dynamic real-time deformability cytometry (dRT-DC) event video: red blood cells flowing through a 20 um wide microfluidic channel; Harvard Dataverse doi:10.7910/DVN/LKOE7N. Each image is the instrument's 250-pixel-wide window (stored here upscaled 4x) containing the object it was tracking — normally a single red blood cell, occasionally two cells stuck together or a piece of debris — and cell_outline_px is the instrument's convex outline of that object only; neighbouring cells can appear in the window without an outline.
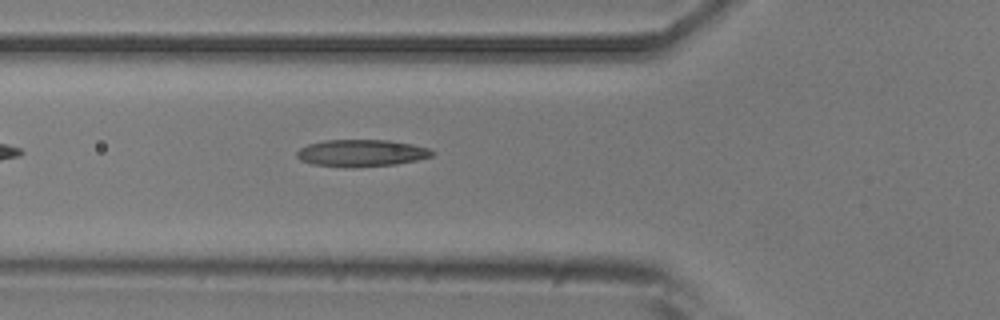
{"species": "common noctule bat (a hibernating species)", "species_latin": "Nyctalus noctula", "temperature_condition": "room temperature", "stored_images_in_passage": 28, "camera_frame_rate_fps": 3000, "um_per_image_px": 0.085, "animal": {"sex": "male", "body_mass_g": 20.5, "forearm_length_mm": 52.5}, "frame": {"image": 1, "passage_image": 3, "time_ms": 0.667, "image_size_px": [1000, 320], "cell_outline_px": [[436, 152], [432, 156], [416, 160], [396, 164], [356, 168], [344, 168], [312, 164], [300, 160], [296, 156], [296, 152], [300, 148], [308, 144], [324, 140], [388, 140], [412, 144], [428, 148]], "centroid_in_image_um": [30.7, 13.02], "position_along_channel_um": 95.1, "area_um2": 21.56}}
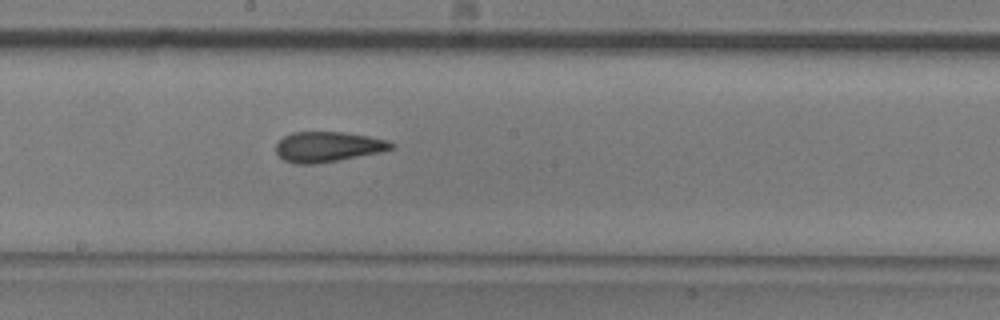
{"frame": {"image": 2, "passage_image": 13, "time_ms": 4.0, "image_size_px": [1000, 320], "cell_outline_px": [[396, 148], [384, 152], [340, 160], [316, 164], [296, 164], [284, 160], [276, 152], [276, 144], [284, 136], [292, 132], [344, 132], [368, 136], [388, 140], [396, 144]], "centroid_in_image_um": [27.93, 12.48], "position_along_channel_um": 220.3, "area_um2": 20.63}}
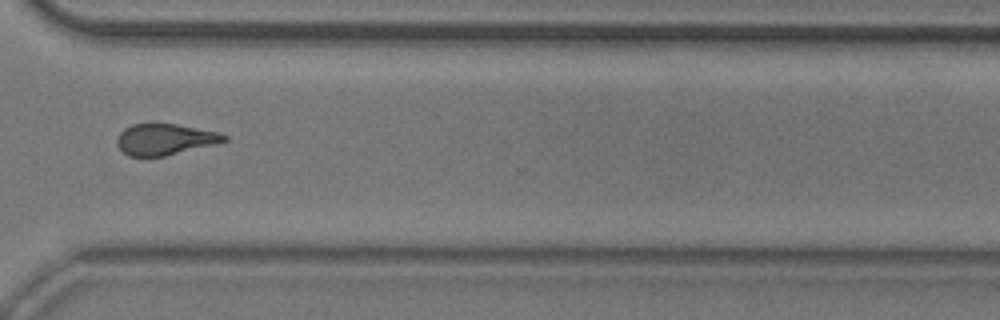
{"frame": {"image": 3, "passage_image": 24, "time_ms": 7.667, "image_size_px": [1000, 320], "cell_outline_px": [[228, 140], [164, 156], [128, 156], [116, 144], [116, 140], [120, 132], [124, 128], [132, 124], [176, 124], [220, 132], [228, 136]], "centroid_in_image_um": [14.0, 11.83], "position_along_channel_um": 356.6, "area_um2": 19.19}, "authors_computed_cell_mechanics": {"area_um2": 20.4034, "velocity_mm_per_s": 3.7312, "shape_relaxation_time_tau1_ms": 5.9908, "shape_relaxation_time_tau2_ms": 1.3629, "deformation_change_tau1": 0.177, "deformation_change_tau2": 0.1026}}